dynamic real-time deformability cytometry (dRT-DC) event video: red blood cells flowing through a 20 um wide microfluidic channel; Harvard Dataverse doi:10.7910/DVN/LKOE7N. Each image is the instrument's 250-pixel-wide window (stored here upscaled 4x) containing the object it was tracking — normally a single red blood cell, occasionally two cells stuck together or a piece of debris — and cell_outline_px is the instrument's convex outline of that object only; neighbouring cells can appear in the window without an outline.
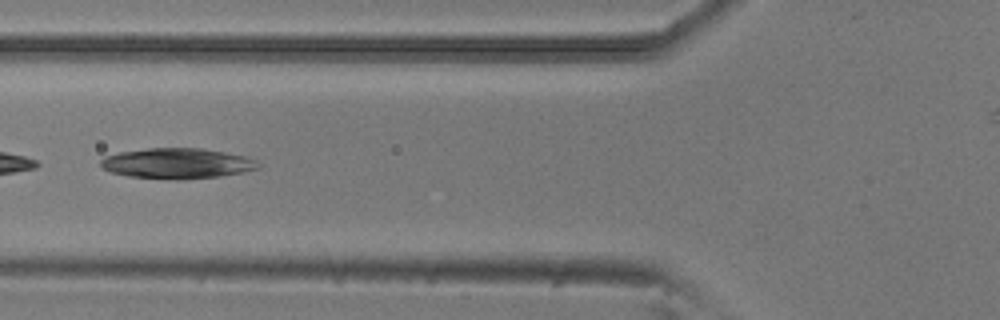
{"species": "common noctule bat (a hibernating species)", "species_latin": "Nyctalus noctula", "temperature_condition": "room temperature", "stored_images_in_passage": 4, "camera_frame_rate_fps": 3000, "um_per_image_px": 0.085, "animal": {"sex": "male", "body_mass_g": 20.5, "forearm_length_mm": 52.5}, "frame": {"image": 1, "passage_image": 4, "time_ms": 1.0, "image_size_px": [1000, 320], "cell_outline_px": [[260, 168], [244, 172], [220, 176], [180, 180], [176, 180], [128, 176], [112, 172], [104, 168], [100, 164], [100, 160], [104, 156], [120, 152], [148, 148], [200, 148], [224, 152], [244, 156], [256, 160], [260, 164]], "centroid_in_image_um": [15.07, 13.89], "position_along_channel_um": 110.7, "area_um2": 27.98}}